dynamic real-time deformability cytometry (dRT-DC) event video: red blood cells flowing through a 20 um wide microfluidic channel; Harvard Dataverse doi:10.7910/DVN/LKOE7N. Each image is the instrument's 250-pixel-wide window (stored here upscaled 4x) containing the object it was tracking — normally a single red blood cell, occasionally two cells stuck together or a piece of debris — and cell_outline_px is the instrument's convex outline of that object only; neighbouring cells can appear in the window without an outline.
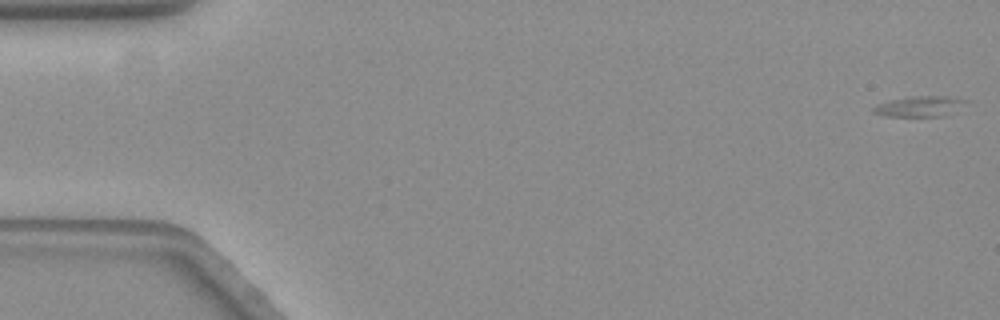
{"species": "common noctule bat (a hibernating species)", "species_latin": "Nyctalus noctula", "temperature_condition": "warm", "stored_images_in_passage": 59, "camera_frame_rate_fps": 3000, "um_per_image_px": 0.085, "animal": {"sex": "female", "body_mass_g": 19.3, "forearm_length_mm": 54.1}, "frame": {"image": 1, "passage_image": 1, "time_ms": 0.0, "image_size_px": [1000, 320], "cell_outline_px": [[972, 100], [944, 116], [888, 116], [872, 112], [872, 108], [876, 104], [888, 100], [908, 96], [948, 96]], "centroid_in_image_um": [78.16, 9.02], "position_along_channel_um": 6.8, "area_um2": 11.16}}
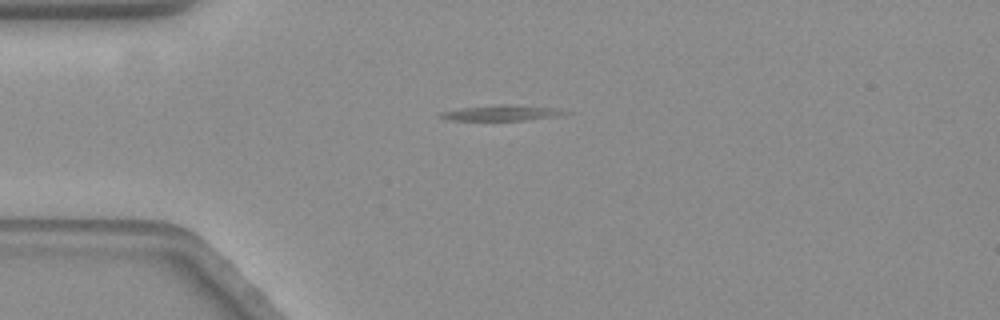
{"frame": {"image": 2, "passage_image": 15, "time_ms": 4.667, "image_size_px": [1000, 320], "cell_outline_px": [[572, 112], [548, 116], [520, 120], [452, 120], [436, 116], [440, 112], [460, 108], [500, 104], [512, 104], [560, 108]], "centroid_in_image_um": [42.57, 9.57], "position_along_channel_um": 42.4, "area_um2": 11.1}}
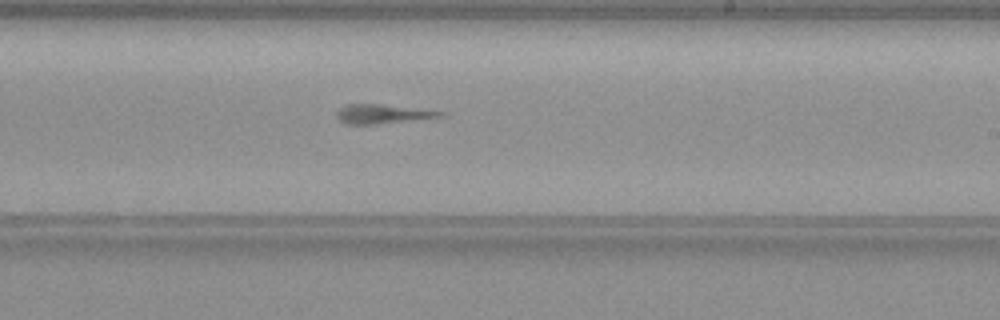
{"frame": {"image": 3, "passage_image": 35, "time_ms": 11.333, "image_size_px": [1000, 320], "cell_outline_px": [[444, 116], [376, 124], [348, 124], [340, 120], [336, 116], [336, 112], [344, 104], [380, 104], [444, 112]], "centroid_in_image_um": [32.43, 9.68], "position_along_channel_um": 256.6, "area_um2": 11.27}}